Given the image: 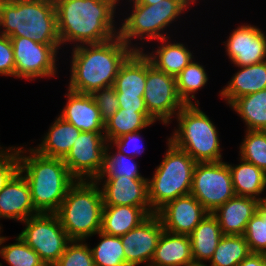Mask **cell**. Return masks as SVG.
I'll return each instance as SVG.
<instances>
[{
	"instance_id": "obj_3",
	"label": "cell",
	"mask_w": 266,
	"mask_h": 266,
	"mask_svg": "<svg viewBox=\"0 0 266 266\" xmlns=\"http://www.w3.org/2000/svg\"><path fill=\"white\" fill-rule=\"evenodd\" d=\"M16 150L19 171L29 184L35 210L38 213H55L69 188L77 180L71 175L63 159L42 156L31 147L24 150L20 146Z\"/></svg>"
},
{
	"instance_id": "obj_28",
	"label": "cell",
	"mask_w": 266,
	"mask_h": 266,
	"mask_svg": "<svg viewBox=\"0 0 266 266\" xmlns=\"http://www.w3.org/2000/svg\"><path fill=\"white\" fill-rule=\"evenodd\" d=\"M240 159L238 165L228 163L234 192L238 196L261 199L266 189V173L254 164Z\"/></svg>"
},
{
	"instance_id": "obj_18",
	"label": "cell",
	"mask_w": 266,
	"mask_h": 266,
	"mask_svg": "<svg viewBox=\"0 0 266 266\" xmlns=\"http://www.w3.org/2000/svg\"><path fill=\"white\" fill-rule=\"evenodd\" d=\"M37 214L29 184L18 171L0 191V219H13L21 223Z\"/></svg>"
},
{
	"instance_id": "obj_4",
	"label": "cell",
	"mask_w": 266,
	"mask_h": 266,
	"mask_svg": "<svg viewBox=\"0 0 266 266\" xmlns=\"http://www.w3.org/2000/svg\"><path fill=\"white\" fill-rule=\"evenodd\" d=\"M0 31L8 37L60 44L54 0H0Z\"/></svg>"
},
{
	"instance_id": "obj_11",
	"label": "cell",
	"mask_w": 266,
	"mask_h": 266,
	"mask_svg": "<svg viewBox=\"0 0 266 266\" xmlns=\"http://www.w3.org/2000/svg\"><path fill=\"white\" fill-rule=\"evenodd\" d=\"M143 99L149 115L164 125L185 106L177 93L176 78L158 70L147 56Z\"/></svg>"
},
{
	"instance_id": "obj_36",
	"label": "cell",
	"mask_w": 266,
	"mask_h": 266,
	"mask_svg": "<svg viewBox=\"0 0 266 266\" xmlns=\"http://www.w3.org/2000/svg\"><path fill=\"white\" fill-rule=\"evenodd\" d=\"M111 149L112 146L108 143L105 152V167L99 177L127 176L128 178H145L138 170L139 165L132 160L134 157L126 156L118 151L115 153L110 152Z\"/></svg>"
},
{
	"instance_id": "obj_24",
	"label": "cell",
	"mask_w": 266,
	"mask_h": 266,
	"mask_svg": "<svg viewBox=\"0 0 266 266\" xmlns=\"http://www.w3.org/2000/svg\"><path fill=\"white\" fill-rule=\"evenodd\" d=\"M193 262L189 235L163 230L150 266H185Z\"/></svg>"
},
{
	"instance_id": "obj_21",
	"label": "cell",
	"mask_w": 266,
	"mask_h": 266,
	"mask_svg": "<svg viewBox=\"0 0 266 266\" xmlns=\"http://www.w3.org/2000/svg\"><path fill=\"white\" fill-rule=\"evenodd\" d=\"M154 213L151 207L103 205L100 231L113 236H122Z\"/></svg>"
},
{
	"instance_id": "obj_2",
	"label": "cell",
	"mask_w": 266,
	"mask_h": 266,
	"mask_svg": "<svg viewBox=\"0 0 266 266\" xmlns=\"http://www.w3.org/2000/svg\"><path fill=\"white\" fill-rule=\"evenodd\" d=\"M133 51L118 35L107 42L73 47L67 89L92 94L112 86L120 66Z\"/></svg>"
},
{
	"instance_id": "obj_29",
	"label": "cell",
	"mask_w": 266,
	"mask_h": 266,
	"mask_svg": "<svg viewBox=\"0 0 266 266\" xmlns=\"http://www.w3.org/2000/svg\"><path fill=\"white\" fill-rule=\"evenodd\" d=\"M229 106L245 122L246 130L266 131V89L239 97Z\"/></svg>"
},
{
	"instance_id": "obj_44",
	"label": "cell",
	"mask_w": 266,
	"mask_h": 266,
	"mask_svg": "<svg viewBox=\"0 0 266 266\" xmlns=\"http://www.w3.org/2000/svg\"><path fill=\"white\" fill-rule=\"evenodd\" d=\"M238 266H266V254L251 253Z\"/></svg>"
},
{
	"instance_id": "obj_23",
	"label": "cell",
	"mask_w": 266,
	"mask_h": 266,
	"mask_svg": "<svg viewBox=\"0 0 266 266\" xmlns=\"http://www.w3.org/2000/svg\"><path fill=\"white\" fill-rule=\"evenodd\" d=\"M238 68L241 69L219 93L227 105L239 97L266 89V61Z\"/></svg>"
},
{
	"instance_id": "obj_46",
	"label": "cell",
	"mask_w": 266,
	"mask_h": 266,
	"mask_svg": "<svg viewBox=\"0 0 266 266\" xmlns=\"http://www.w3.org/2000/svg\"><path fill=\"white\" fill-rule=\"evenodd\" d=\"M259 206L266 212V197H261Z\"/></svg>"
},
{
	"instance_id": "obj_19",
	"label": "cell",
	"mask_w": 266,
	"mask_h": 266,
	"mask_svg": "<svg viewBox=\"0 0 266 266\" xmlns=\"http://www.w3.org/2000/svg\"><path fill=\"white\" fill-rule=\"evenodd\" d=\"M67 92L66 105L58 116L82 132H104L105 123L91 94Z\"/></svg>"
},
{
	"instance_id": "obj_1",
	"label": "cell",
	"mask_w": 266,
	"mask_h": 266,
	"mask_svg": "<svg viewBox=\"0 0 266 266\" xmlns=\"http://www.w3.org/2000/svg\"><path fill=\"white\" fill-rule=\"evenodd\" d=\"M120 0H54L60 44L107 42L119 34L115 27ZM76 43V44H75Z\"/></svg>"
},
{
	"instance_id": "obj_20",
	"label": "cell",
	"mask_w": 266,
	"mask_h": 266,
	"mask_svg": "<svg viewBox=\"0 0 266 266\" xmlns=\"http://www.w3.org/2000/svg\"><path fill=\"white\" fill-rule=\"evenodd\" d=\"M258 207L259 200L235 195L212 214L217 218L223 235H244L248 221Z\"/></svg>"
},
{
	"instance_id": "obj_35",
	"label": "cell",
	"mask_w": 266,
	"mask_h": 266,
	"mask_svg": "<svg viewBox=\"0 0 266 266\" xmlns=\"http://www.w3.org/2000/svg\"><path fill=\"white\" fill-rule=\"evenodd\" d=\"M239 146V156L266 173V131L246 130Z\"/></svg>"
},
{
	"instance_id": "obj_39",
	"label": "cell",
	"mask_w": 266,
	"mask_h": 266,
	"mask_svg": "<svg viewBox=\"0 0 266 266\" xmlns=\"http://www.w3.org/2000/svg\"><path fill=\"white\" fill-rule=\"evenodd\" d=\"M91 96L100 111L104 123H106L119 110V101L113 85L100 88L99 90L94 91Z\"/></svg>"
},
{
	"instance_id": "obj_45",
	"label": "cell",
	"mask_w": 266,
	"mask_h": 266,
	"mask_svg": "<svg viewBox=\"0 0 266 266\" xmlns=\"http://www.w3.org/2000/svg\"><path fill=\"white\" fill-rule=\"evenodd\" d=\"M137 4L153 5L163 0H134Z\"/></svg>"
},
{
	"instance_id": "obj_32",
	"label": "cell",
	"mask_w": 266,
	"mask_h": 266,
	"mask_svg": "<svg viewBox=\"0 0 266 266\" xmlns=\"http://www.w3.org/2000/svg\"><path fill=\"white\" fill-rule=\"evenodd\" d=\"M177 93L185 105L199 104L195 101L196 91L207 84L208 75L203 65L191 61L176 77Z\"/></svg>"
},
{
	"instance_id": "obj_37",
	"label": "cell",
	"mask_w": 266,
	"mask_h": 266,
	"mask_svg": "<svg viewBox=\"0 0 266 266\" xmlns=\"http://www.w3.org/2000/svg\"><path fill=\"white\" fill-rule=\"evenodd\" d=\"M244 237L252 253L266 254V212L260 206L248 221Z\"/></svg>"
},
{
	"instance_id": "obj_48",
	"label": "cell",
	"mask_w": 266,
	"mask_h": 266,
	"mask_svg": "<svg viewBox=\"0 0 266 266\" xmlns=\"http://www.w3.org/2000/svg\"><path fill=\"white\" fill-rule=\"evenodd\" d=\"M191 2H192V4L194 3L195 4V2L197 1V0H190Z\"/></svg>"
},
{
	"instance_id": "obj_25",
	"label": "cell",
	"mask_w": 266,
	"mask_h": 266,
	"mask_svg": "<svg viewBox=\"0 0 266 266\" xmlns=\"http://www.w3.org/2000/svg\"><path fill=\"white\" fill-rule=\"evenodd\" d=\"M81 132L58 116L43 136L41 144L32 149L45 157L64 159Z\"/></svg>"
},
{
	"instance_id": "obj_30",
	"label": "cell",
	"mask_w": 266,
	"mask_h": 266,
	"mask_svg": "<svg viewBox=\"0 0 266 266\" xmlns=\"http://www.w3.org/2000/svg\"><path fill=\"white\" fill-rule=\"evenodd\" d=\"M155 120L149 115L148 111H129L119 109L106 123L104 136L108 143L123 136L126 133L141 131Z\"/></svg>"
},
{
	"instance_id": "obj_14",
	"label": "cell",
	"mask_w": 266,
	"mask_h": 266,
	"mask_svg": "<svg viewBox=\"0 0 266 266\" xmlns=\"http://www.w3.org/2000/svg\"><path fill=\"white\" fill-rule=\"evenodd\" d=\"M159 216L151 214L140 225L120 236L127 266H150L155 249L163 232Z\"/></svg>"
},
{
	"instance_id": "obj_42",
	"label": "cell",
	"mask_w": 266,
	"mask_h": 266,
	"mask_svg": "<svg viewBox=\"0 0 266 266\" xmlns=\"http://www.w3.org/2000/svg\"><path fill=\"white\" fill-rule=\"evenodd\" d=\"M0 75L14 76L15 61L10 37L0 34Z\"/></svg>"
},
{
	"instance_id": "obj_8",
	"label": "cell",
	"mask_w": 266,
	"mask_h": 266,
	"mask_svg": "<svg viewBox=\"0 0 266 266\" xmlns=\"http://www.w3.org/2000/svg\"><path fill=\"white\" fill-rule=\"evenodd\" d=\"M168 149L152 178L147 179L148 201L156 213L167 202L191 193L196 161L167 140Z\"/></svg>"
},
{
	"instance_id": "obj_43",
	"label": "cell",
	"mask_w": 266,
	"mask_h": 266,
	"mask_svg": "<svg viewBox=\"0 0 266 266\" xmlns=\"http://www.w3.org/2000/svg\"><path fill=\"white\" fill-rule=\"evenodd\" d=\"M119 109L129 111H148L143 96H117Z\"/></svg>"
},
{
	"instance_id": "obj_40",
	"label": "cell",
	"mask_w": 266,
	"mask_h": 266,
	"mask_svg": "<svg viewBox=\"0 0 266 266\" xmlns=\"http://www.w3.org/2000/svg\"><path fill=\"white\" fill-rule=\"evenodd\" d=\"M19 171V158L16 147L2 148L0 145V191Z\"/></svg>"
},
{
	"instance_id": "obj_38",
	"label": "cell",
	"mask_w": 266,
	"mask_h": 266,
	"mask_svg": "<svg viewBox=\"0 0 266 266\" xmlns=\"http://www.w3.org/2000/svg\"><path fill=\"white\" fill-rule=\"evenodd\" d=\"M53 266H95L90 246L85 241L71 240Z\"/></svg>"
},
{
	"instance_id": "obj_41",
	"label": "cell",
	"mask_w": 266,
	"mask_h": 266,
	"mask_svg": "<svg viewBox=\"0 0 266 266\" xmlns=\"http://www.w3.org/2000/svg\"><path fill=\"white\" fill-rule=\"evenodd\" d=\"M139 140H141V134L140 131H137L126 133L112 140L110 144L113 148L116 146L118 152L136 158L137 155H141L145 151L142 147L143 144L138 142Z\"/></svg>"
},
{
	"instance_id": "obj_33",
	"label": "cell",
	"mask_w": 266,
	"mask_h": 266,
	"mask_svg": "<svg viewBox=\"0 0 266 266\" xmlns=\"http://www.w3.org/2000/svg\"><path fill=\"white\" fill-rule=\"evenodd\" d=\"M96 234L101 240L97 246L91 248L95 266H127L120 236L101 231Z\"/></svg>"
},
{
	"instance_id": "obj_27",
	"label": "cell",
	"mask_w": 266,
	"mask_h": 266,
	"mask_svg": "<svg viewBox=\"0 0 266 266\" xmlns=\"http://www.w3.org/2000/svg\"><path fill=\"white\" fill-rule=\"evenodd\" d=\"M169 38L159 40L162 44L151 53H144L158 70L176 77L193 59L192 52L183 43H171Z\"/></svg>"
},
{
	"instance_id": "obj_9",
	"label": "cell",
	"mask_w": 266,
	"mask_h": 266,
	"mask_svg": "<svg viewBox=\"0 0 266 266\" xmlns=\"http://www.w3.org/2000/svg\"><path fill=\"white\" fill-rule=\"evenodd\" d=\"M25 228L19 237L30 246L45 263L53 266L71 241L55 213H38L22 221Z\"/></svg>"
},
{
	"instance_id": "obj_17",
	"label": "cell",
	"mask_w": 266,
	"mask_h": 266,
	"mask_svg": "<svg viewBox=\"0 0 266 266\" xmlns=\"http://www.w3.org/2000/svg\"><path fill=\"white\" fill-rule=\"evenodd\" d=\"M148 178L98 177L95 181L101 185L104 205H127L151 207L148 201Z\"/></svg>"
},
{
	"instance_id": "obj_31",
	"label": "cell",
	"mask_w": 266,
	"mask_h": 266,
	"mask_svg": "<svg viewBox=\"0 0 266 266\" xmlns=\"http://www.w3.org/2000/svg\"><path fill=\"white\" fill-rule=\"evenodd\" d=\"M244 235H223L210 259V266H238L251 254Z\"/></svg>"
},
{
	"instance_id": "obj_12",
	"label": "cell",
	"mask_w": 266,
	"mask_h": 266,
	"mask_svg": "<svg viewBox=\"0 0 266 266\" xmlns=\"http://www.w3.org/2000/svg\"><path fill=\"white\" fill-rule=\"evenodd\" d=\"M15 61V78H36L57 75L56 61L61 44H41L31 38L10 37Z\"/></svg>"
},
{
	"instance_id": "obj_7",
	"label": "cell",
	"mask_w": 266,
	"mask_h": 266,
	"mask_svg": "<svg viewBox=\"0 0 266 266\" xmlns=\"http://www.w3.org/2000/svg\"><path fill=\"white\" fill-rule=\"evenodd\" d=\"M128 2L133 4V10L128 14L130 16L123 20L118 36L134 51L144 49L142 46L133 45L132 39L158 41L169 38L163 30L193 5L190 0H163L153 5L137 4L134 0Z\"/></svg>"
},
{
	"instance_id": "obj_16",
	"label": "cell",
	"mask_w": 266,
	"mask_h": 266,
	"mask_svg": "<svg viewBox=\"0 0 266 266\" xmlns=\"http://www.w3.org/2000/svg\"><path fill=\"white\" fill-rule=\"evenodd\" d=\"M208 213L191 194L167 202L156 212L165 231L181 235H190Z\"/></svg>"
},
{
	"instance_id": "obj_15",
	"label": "cell",
	"mask_w": 266,
	"mask_h": 266,
	"mask_svg": "<svg viewBox=\"0 0 266 266\" xmlns=\"http://www.w3.org/2000/svg\"><path fill=\"white\" fill-rule=\"evenodd\" d=\"M225 43L226 54L236 66H248L266 61V36L259 27L239 25Z\"/></svg>"
},
{
	"instance_id": "obj_34",
	"label": "cell",
	"mask_w": 266,
	"mask_h": 266,
	"mask_svg": "<svg viewBox=\"0 0 266 266\" xmlns=\"http://www.w3.org/2000/svg\"><path fill=\"white\" fill-rule=\"evenodd\" d=\"M7 237L0 238V256L9 266H46L40 256L28 246L19 236L16 242L3 245ZM3 243V244H2Z\"/></svg>"
},
{
	"instance_id": "obj_47",
	"label": "cell",
	"mask_w": 266,
	"mask_h": 266,
	"mask_svg": "<svg viewBox=\"0 0 266 266\" xmlns=\"http://www.w3.org/2000/svg\"><path fill=\"white\" fill-rule=\"evenodd\" d=\"M185 266H207L204 262H191V263H188L187 265Z\"/></svg>"
},
{
	"instance_id": "obj_10",
	"label": "cell",
	"mask_w": 266,
	"mask_h": 266,
	"mask_svg": "<svg viewBox=\"0 0 266 266\" xmlns=\"http://www.w3.org/2000/svg\"><path fill=\"white\" fill-rule=\"evenodd\" d=\"M191 195L213 213L218 207L234 197L228 162L196 163L193 170Z\"/></svg>"
},
{
	"instance_id": "obj_5",
	"label": "cell",
	"mask_w": 266,
	"mask_h": 266,
	"mask_svg": "<svg viewBox=\"0 0 266 266\" xmlns=\"http://www.w3.org/2000/svg\"><path fill=\"white\" fill-rule=\"evenodd\" d=\"M95 180H77L55 212L70 240L85 241L101 230L103 199Z\"/></svg>"
},
{
	"instance_id": "obj_13",
	"label": "cell",
	"mask_w": 266,
	"mask_h": 266,
	"mask_svg": "<svg viewBox=\"0 0 266 266\" xmlns=\"http://www.w3.org/2000/svg\"><path fill=\"white\" fill-rule=\"evenodd\" d=\"M107 146L104 132H81L64 163L76 180H96L105 167Z\"/></svg>"
},
{
	"instance_id": "obj_26",
	"label": "cell",
	"mask_w": 266,
	"mask_h": 266,
	"mask_svg": "<svg viewBox=\"0 0 266 266\" xmlns=\"http://www.w3.org/2000/svg\"><path fill=\"white\" fill-rule=\"evenodd\" d=\"M222 236L217 218L208 213L189 235L193 261H210Z\"/></svg>"
},
{
	"instance_id": "obj_22",
	"label": "cell",
	"mask_w": 266,
	"mask_h": 266,
	"mask_svg": "<svg viewBox=\"0 0 266 266\" xmlns=\"http://www.w3.org/2000/svg\"><path fill=\"white\" fill-rule=\"evenodd\" d=\"M146 55L133 51L120 66L113 87L117 96H144Z\"/></svg>"
},
{
	"instance_id": "obj_6",
	"label": "cell",
	"mask_w": 266,
	"mask_h": 266,
	"mask_svg": "<svg viewBox=\"0 0 266 266\" xmlns=\"http://www.w3.org/2000/svg\"><path fill=\"white\" fill-rule=\"evenodd\" d=\"M177 129L170 138L176 147L186 151L197 163L220 162L219 133L199 104L185 105L175 117Z\"/></svg>"
}]
</instances>
